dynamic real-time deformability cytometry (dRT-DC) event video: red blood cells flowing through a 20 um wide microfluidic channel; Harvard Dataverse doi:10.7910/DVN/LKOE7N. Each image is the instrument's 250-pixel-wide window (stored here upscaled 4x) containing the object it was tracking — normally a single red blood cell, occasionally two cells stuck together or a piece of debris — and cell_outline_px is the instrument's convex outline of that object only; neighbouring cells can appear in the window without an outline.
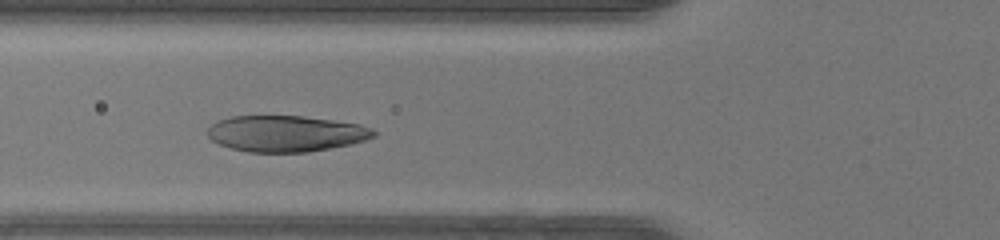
{"species": "human", "species_latin": "Homo sapiens", "temperature_condition": "warm", "stored_images_in_passage": 9, "camera_frame_rate_fps": 3000, "um_per_image_px": 0.085, "donor": {"sex": "female"}, "frame": {"image": 1, "passage_image": 6, "time_ms": 1.667, "image_size_px": [1000, 240], "cell_outline_px": [[376, 136], [352, 144], [308, 152], [248, 152], [232, 148], [220, 144], [212, 140], [208, 136], [208, 128], [216, 120], [232, 116], [304, 116], [360, 124], [372, 128], [376, 132]], "centroid_in_image_um": [24.31, 11.35], "position_along_channel_um": 101.5, "area_um2": 35.03}}
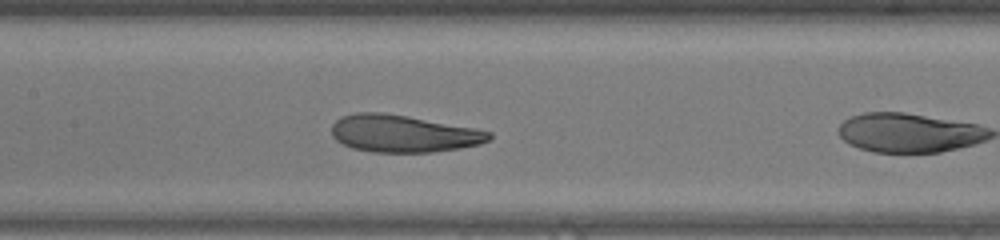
{"frame": {"image": 2, "passage_image": 8, "time_ms": 2.333, "image_size_px": [1000, 240], "cell_outline_px": [[492, 136], [488, 140], [480, 144], [460, 148], [432, 152], [372, 152], [352, 148], [336, 140], [332, 136], [332, 124], [340, 116], [356, 112], [380, 112], [408, 116], [476, 128], [492, 132]], "centroid_in_image_um": [34.27, 11.35], "position_along_channel_um": 173.1, "area_um2": 34.28}}